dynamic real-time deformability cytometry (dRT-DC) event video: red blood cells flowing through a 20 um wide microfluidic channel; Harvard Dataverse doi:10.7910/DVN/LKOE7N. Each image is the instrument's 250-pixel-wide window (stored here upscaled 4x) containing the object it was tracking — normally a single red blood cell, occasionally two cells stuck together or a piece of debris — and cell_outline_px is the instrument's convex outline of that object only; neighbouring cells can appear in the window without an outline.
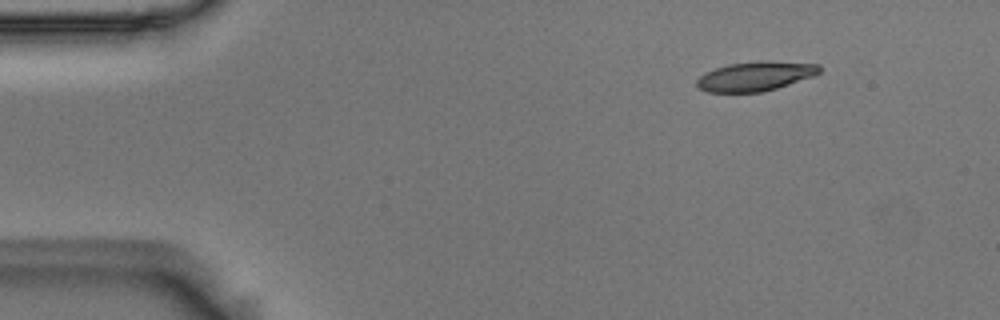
{"species": "Egyptian fruit bat (a non-hibernating species)", "species_latin": "Rousettus aegyptiacus", "temperature_condition": "room temperature", "stored_images_in_passage": 8, "camera_frame_rate_fps": 3000, "um_per_image_px": 0.085, "animal": {"sex": "male"}, "frame": {"image": 1, "passage_image": 2, "time_ms": 0.333, "image_size_px": [1000, 320], "cell_outline_px": [[820, 72], [816, 76], [764, 92], [708, 92], [696, 88], [696, 80], [704, 72], [728, 64], [760, 60], [820, 64]], "centroid_in_image_um": [64.21, 6.48], "position_along_channel_um": 20.8, "area_um2": 21.33}}
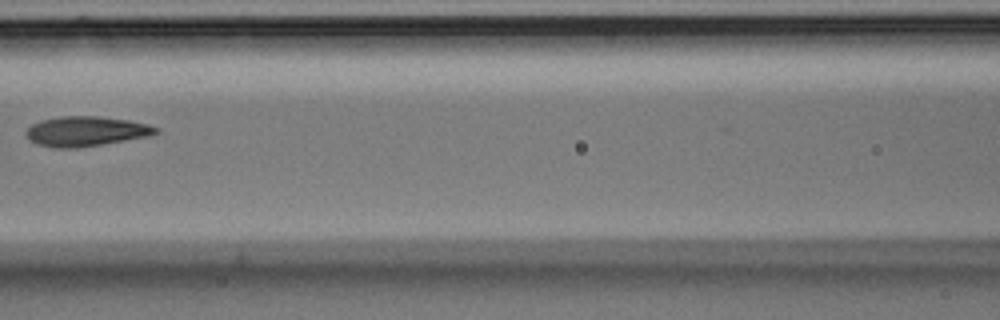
{"frame": {"image": 2, "passage_image": 7, "time_ms": 2.0, "image_size_px": [1000, 320], "cell_outline_px": [[160, 132], [148, 136], [76, 148], [52, 148], [36, 144], [28, 140], [24, 132], [32, 124], [40, 120], [60, 116], [96, 116], [128, 120], [148, 124], [160, 128]], "centroid_in_image_um": [7.26, 11.16], "position_along_channel_um": 159.3, "area_um2": 22.66}}
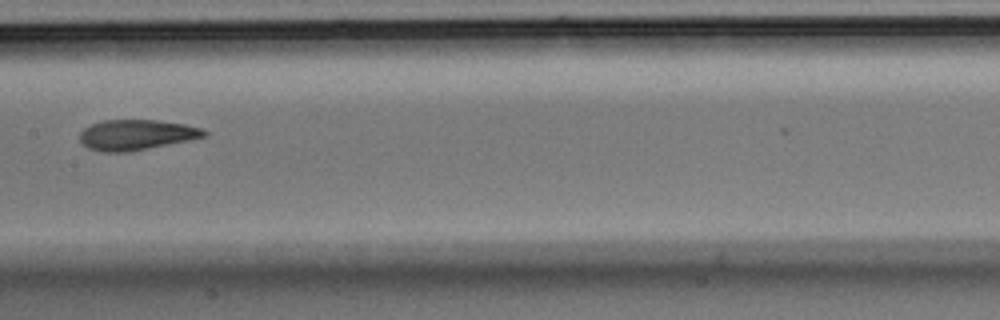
{"frame": {"image": 3, "passage_image": 8, "time_ms": 2.333, "image_size_px": [1000, 320], "cell_outline_px": [[208, 136], [128, 152], [104, 152], [88, 148], [80, 140], [80, 132], [84, 128], [92, 124], [104, 120], [156, 120], [184, 124], [200, 128], [208, 132]], "centroid_in_image_um": [11.58, 11.46], "position_along_channel_um": 195.8, "area_um2": 21.79}}